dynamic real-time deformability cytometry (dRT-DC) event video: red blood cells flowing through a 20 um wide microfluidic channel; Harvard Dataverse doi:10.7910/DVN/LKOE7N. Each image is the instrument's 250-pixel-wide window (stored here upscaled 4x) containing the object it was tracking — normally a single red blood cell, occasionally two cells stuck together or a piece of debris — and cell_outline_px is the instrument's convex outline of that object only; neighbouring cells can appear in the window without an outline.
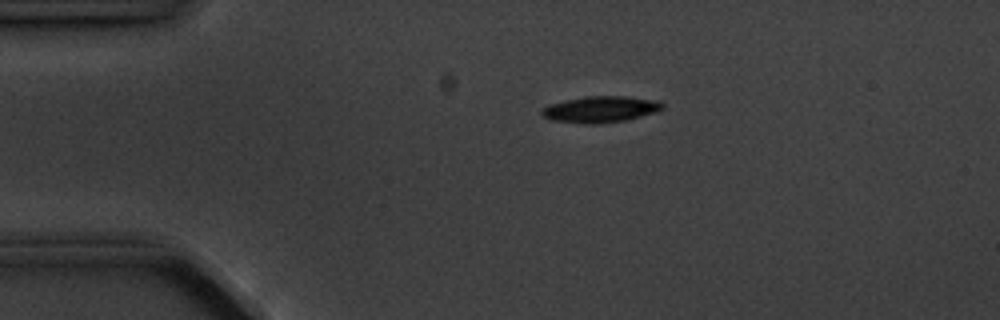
{"species": "common noctule bat (a hibernating species)", "species_latin": "Nyctalus noctula", "temperature_condition": "cold", "stored_images_in_passage": 13, "camera_frame_rate_fps": 3000, "um_per_image_px": 0.085, "animal": {"sex": "male", "body_mass_g": 20.1, "forearm_length_mm": 53.5}, "frame": {"image": 1, "passage_image": 2, "time_ms": 1.333, "image_size_px": [1000, 320], "cell_outline_px": [[664, 108], [640, 116], [624, 120], [600, 124], [584, 124], [552, 120], [544, 116], [540, 112], [540, 108], [548, 104], [588, 96], [624, 96], [660, 100], [664, 104]], "centroid_in_image_um": [51.02, 9.29], "position_along_channel_um": 34.0, "area_um2": 18.44}}
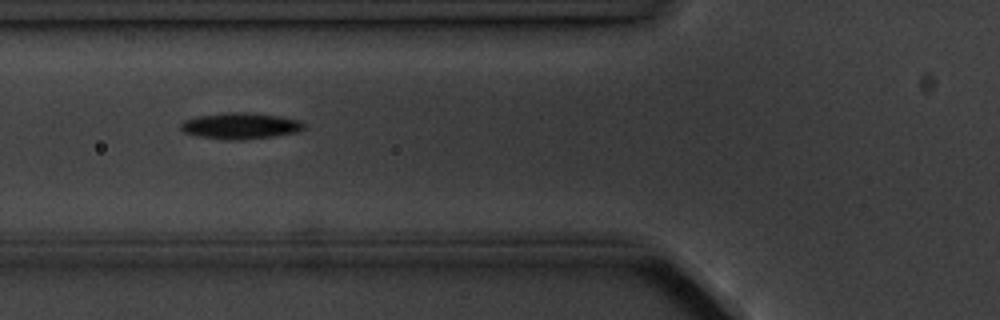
{"frame": {"image": 2, "passage_image": 4, "time_ms": 4.333, "image_size_px": [1000, 320], "cell_outline_px": [[304, 128], [300, 132], [276, 136], [244, 140], [224, 140], [196, 136], [184, 132], [180, 128], [180, 124], [184, 120], [200, 116], [228, 112], [248, 112], [280, 116], [300, 120], [304, 124]], "centroid_in_image_um": [20.46, 10.71], "position_along_channel_um": 105.3, "area_um2": 19.07}}
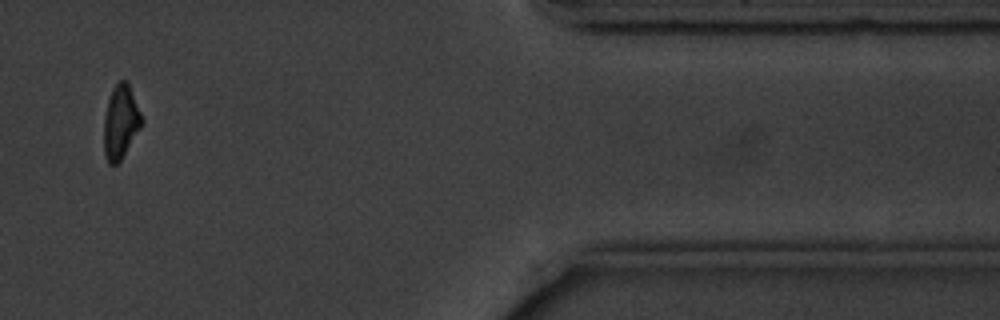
{"frame": {"image": 3, "passage_image": 12, "time_ms": 13.667, "image_size_px": [1000, 320], "cell_outline_px": [[144, 120], [140, 128], [120, 160], [116, 164], [108, 164], [104, 152], [104, 120], [108, 100], [112, 88], [120, 80], [124, 80], [128, 84]], "centroid_in_image_um": [10.25, 10.37], "position_along_channel_um": 401.2, "area_um2": 15.9}, "authors_computed_cell_mechanics": {"area_um2": 17.6868, "velocity_mm_per_s": 3.6033, "shape_relaxation_time_tau1_ms": 2.092, "shape_relaxation_time_tau2_ms": 6.6821, "deformation_change_tau1": 0.0828, "deformation_change_tau2": 0.1244}}